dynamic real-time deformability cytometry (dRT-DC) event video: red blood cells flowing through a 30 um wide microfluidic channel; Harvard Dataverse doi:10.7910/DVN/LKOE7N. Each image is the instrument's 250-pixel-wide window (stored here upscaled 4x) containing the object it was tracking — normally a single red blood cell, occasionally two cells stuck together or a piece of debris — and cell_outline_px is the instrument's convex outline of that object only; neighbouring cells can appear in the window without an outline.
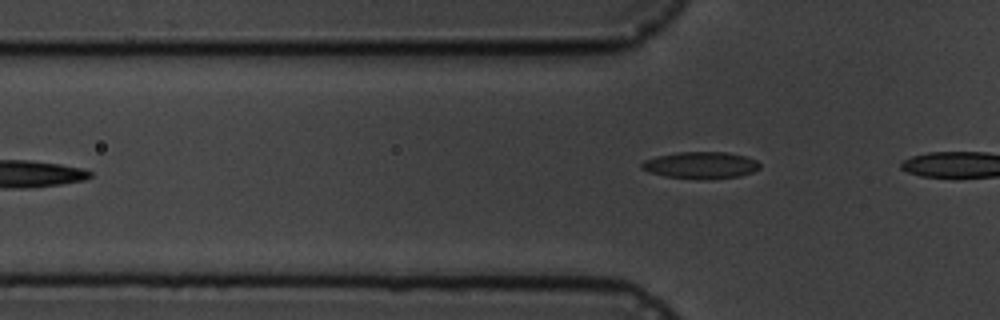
{"species": "common noctule bat (a hibernating species)", "species_latin": "Nyctalus noctula", "temperature_condition": "cold", "stored_images_in_passage": 5, "camera_frame_rate_fps": 3000, "um_per_image_px": 0.085, "animal": {"sex": "male", "body_mass_g": 19.5, "forearm_length_mm": 54.6}, "frame": {"image": 1, "passage_image": 5, "time_ms": 4.667, "image_size_px": [1000, 320], "cell_outline_px": [[760, 168], [752, 172], [740, 176], [664, 176], [648, 172], [640, 168], [640, 164], [644, 160], [656, 156], [676, 152], [728, 152], [744, 156], [756, 160], [760, 164]], "centroid_in_image_um": [59.52, 13.98], "position_along_channel_um": 66.3, "area_um2": 17.57}}